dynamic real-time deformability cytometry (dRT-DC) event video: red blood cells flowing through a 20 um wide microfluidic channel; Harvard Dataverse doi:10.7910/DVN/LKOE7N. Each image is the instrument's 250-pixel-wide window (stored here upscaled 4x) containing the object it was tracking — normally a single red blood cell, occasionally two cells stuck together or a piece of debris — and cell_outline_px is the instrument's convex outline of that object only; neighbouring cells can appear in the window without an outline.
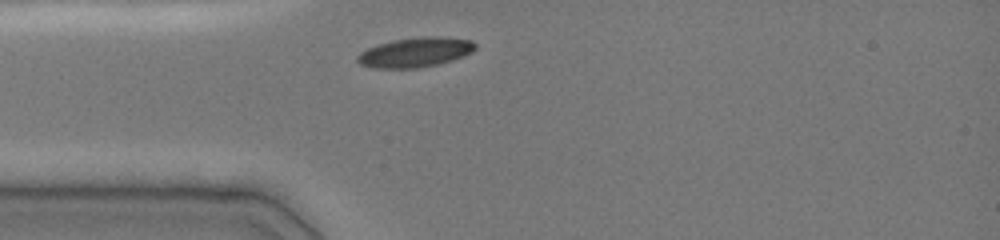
{"species": "common noctule bat (a hibernating species)", "species_latin": "Nyctalus noctula", "temperature_condition": "cold", "stored_images_in_passage": 1, "camera_frame_rate_fps": 3000, "um_per_image_px": 0.085, "animal": {"sex": "female", "body_mass_g": 19.0, "forearm_length_mm": 51.5}, "frame": {"image": 1, "passage_image": 1, "time_ms": 0.0, "image_size_px": [1000, 240], "cell_outline_px": [[476, 48], [472, 52], [464, 56], [452, 60], [436, 64], [416, 68], [376, 68], [360, 64], [356, 60], [356, 56], [360, 52], [376, 44], [392, 40], [420, 36], [440, 36], [472, 40], [476, 44]], "centroid_in_image_um": [35.3, 4.43], "position_along_channel_um": 49.7, "area_um2": 20.52}}